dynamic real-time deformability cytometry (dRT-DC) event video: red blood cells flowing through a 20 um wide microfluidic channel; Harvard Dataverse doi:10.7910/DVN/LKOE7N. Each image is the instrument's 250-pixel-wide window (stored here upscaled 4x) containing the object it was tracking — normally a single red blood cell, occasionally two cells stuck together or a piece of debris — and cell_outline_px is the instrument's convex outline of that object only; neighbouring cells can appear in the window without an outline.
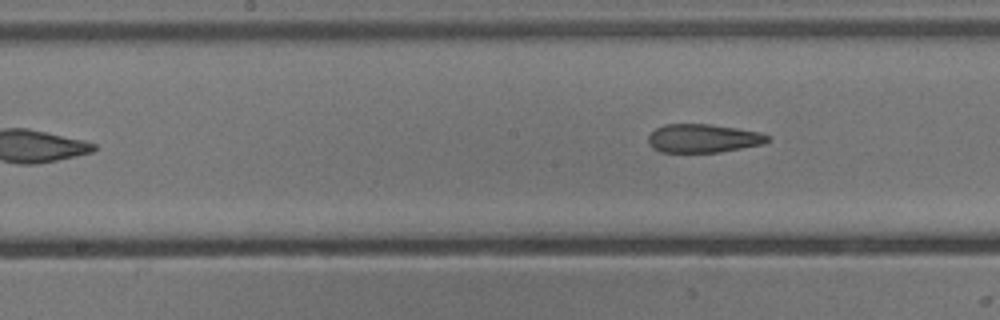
{"species": "common noctule bat (a hibernating species)", "species_latin": "Nyctalus noctula", "temperature_condition": "cold", "stored_images_in_passage": 8, "camera_frame_rate_fps": 3000, "um_per_image_px": 0.085, "animal": {"sex": "male", "body_mass_g": 13.3}, "frame": {"image": 1, "passage_image": 8, "time_ms": 8.333, "image_size_px": [1000, 320], "cell_outline_px": [[772, 140], [764, 144], [720, 152], [660, 152], [652, 148], [648, 144], [648, 136], [656, 128], [664, 124], [708, 124], [736, 128], [760, 132], [772, 136]], "centroid_in_image_um": [59.8, 11.76], "position_along_channel_um": 188.4, "area_um2": 20.06}}